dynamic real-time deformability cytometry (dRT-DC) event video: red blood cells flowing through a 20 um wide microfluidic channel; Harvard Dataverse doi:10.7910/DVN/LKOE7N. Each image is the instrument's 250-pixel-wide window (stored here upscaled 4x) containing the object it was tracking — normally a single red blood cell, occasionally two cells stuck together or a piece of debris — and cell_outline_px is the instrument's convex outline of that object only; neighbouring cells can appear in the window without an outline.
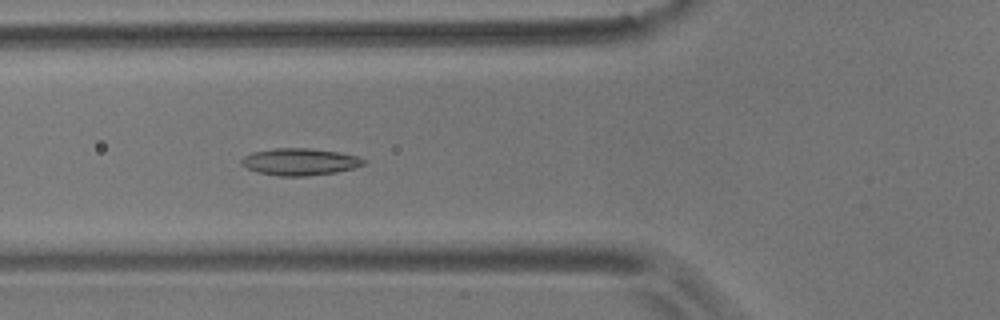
{"species": "common noctule bat (a hibernating species)", "species_latin": "Nyctalus noctula", "temperature_condition": "room temperature", "stored_images_in_passage": 56, "camera_frame_rate_fps": 3000, "um_per_image_px": 0.085, "animal": {"sex": "male", "body_mass_g": 17.9}, "frame": {"image": 1, "passage_image": 20, "time_ms": 6.333, "image_size_px": [1000, 320], "cell_outline_px": [[368, 160], [364, 164], [352, 168], [336, 172], [308, 176], [276, 176], [256, 172], [240, 164], [240, 160], [244, 156], [252, 152], [276, 148], [308, 148], [340, 152], [356, 156]], "centroid_in_image_um": [25.46, 13.75], "position_along_channel_um": 100.3, "area_um2": 19.31}}
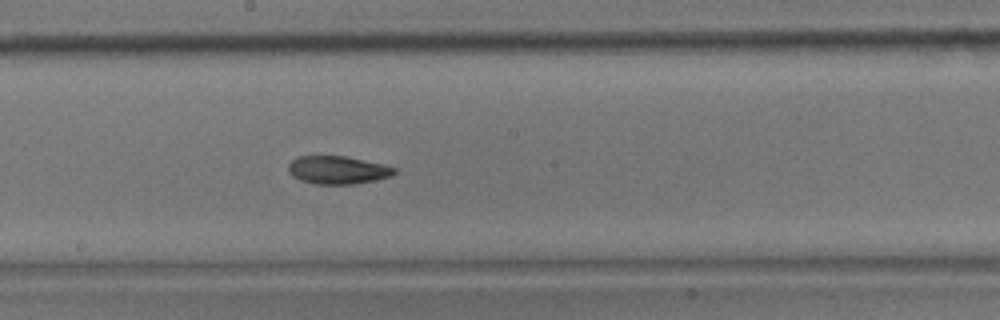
{"frame": {"image": 2, "passage_image": 30, "time_ms": 9.667, "image_size_px": [1000, 320], "cell_outline_px": [[396, 172], [392, 176], [352, 184], [316, 184], [300, 180], [292, 176], [288, 172], [288, 164], [296, 156], [344, 156], [384, 164], [396, 168]], "centroid_in_image_um": [28.67, 14.44], "position_along_channel_um": 219.5, "area_um2": 17.28}}
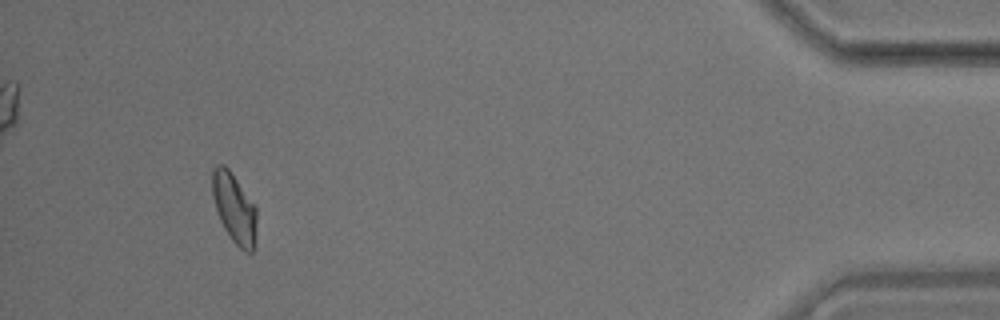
{"frame": {"image": 3, "passage_image": 52, "time_ms": 17.0, "image_size_px": [1000, 320], "cell_outline_px": [[256, 240], [252, 252], [244, 252], [232, 240], [224, 228], [220, 220], [212, 196], [212, 168], [216, 164], [224, 164], [228, 168], [256, 208]], "centroid_in_image_um": [19.9, 17.7], "position_along_channel_um": 415.3, "area_um2": 17.92}, "authors_computed_cell_mechanics": {"area_um2": 18.0914, "velocity_mm_per_s": 3.5692, "shape_relaxation_time_tau1_ms": 8.7413, "shape_relaxation_time_tau2_ms": 3.4923, "deformation_change_tau1": 0.1872, "deformation_change_tau2": 0.0859}}